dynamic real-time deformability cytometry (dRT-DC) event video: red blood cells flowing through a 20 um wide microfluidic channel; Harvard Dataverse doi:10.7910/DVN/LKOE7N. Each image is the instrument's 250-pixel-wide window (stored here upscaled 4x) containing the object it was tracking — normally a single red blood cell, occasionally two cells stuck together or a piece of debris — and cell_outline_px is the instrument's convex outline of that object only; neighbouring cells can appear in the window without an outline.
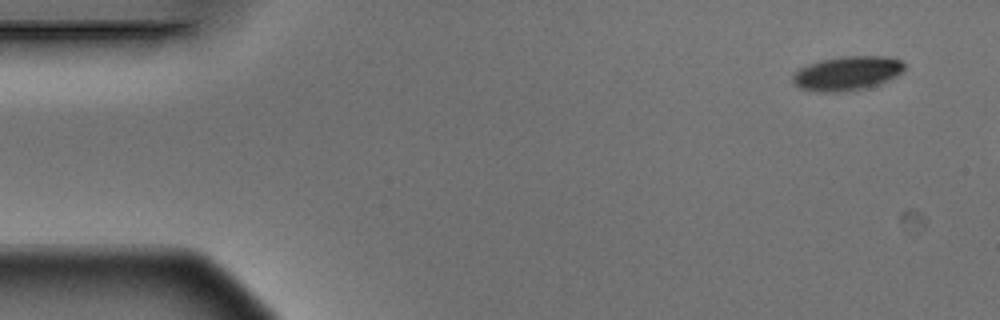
{"species": "Egyptian fruit bat (a non-hibernating species)", "species_latin": "Rousettus aegyptiacus", "temperature_condition": "warm", "stored_images_in_passage": 4, "segment_of_instrument_passage": [2, 2], "camera_frame_rate_fps": 3000, "um_per_image_px": 0.085, "animal": {"sex": "male"}, "frame": {"image": 1, "passage_image": 4, "time_ms": 1.0, "image_size_px": [1000, 320], "cell_outline_px": [[904, 68], [896, 76], [880, 84], [868, 88], [848, 92], [816, 92], [800, 88], [792, 80], [792, 76], [800, 68], [808, 64], [820, 60], [840, 56], [888, 56], [900, 60], [904, 64]], "centroid_in_image_um": [72.0, 6.24], "position_along_channel_um": 13.0, "area_um2": 22.43}}